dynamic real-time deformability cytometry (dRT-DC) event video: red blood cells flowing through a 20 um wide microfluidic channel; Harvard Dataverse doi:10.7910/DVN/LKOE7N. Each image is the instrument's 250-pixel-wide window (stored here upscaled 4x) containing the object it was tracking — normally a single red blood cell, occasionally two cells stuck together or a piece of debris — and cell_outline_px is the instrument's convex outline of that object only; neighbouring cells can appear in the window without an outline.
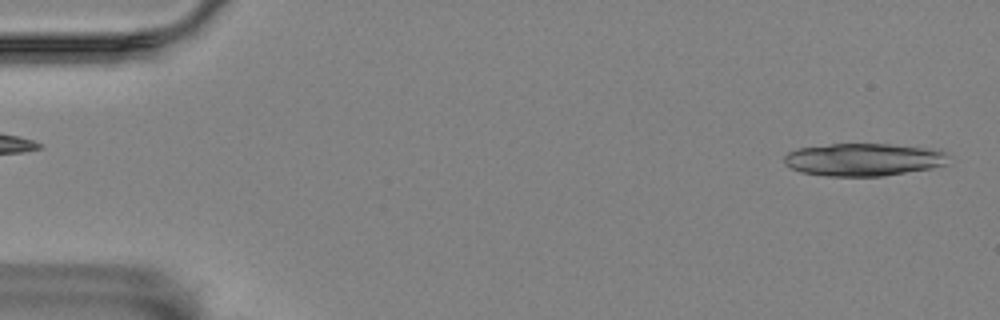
{"species": "Egyptian fruit bat (a non-hibernating species)", "species_latin": "Rousettus aegyptiacus", "temperature_condition": "room temperature", "stored_images_in_passage": 4, "segment_of_instrument_passage": [2, 2], "camera_frame_rate_fps": 3000, "um_per_image_px": 0.085, "animal": {"sex": "female"}, "frame": {"image": 1, "passage_image": 4, "time_ms": 3.667, "image_size_px": [1000, 320], "cell_outline_px": [[944, 164], [932, 168], [884, 176], [828, 176], [800, 172], [784, 164], [784, 156], [788, 152], [796, 148], [832, 144], [888, 144], [940, 148], [944, 152]], "centroid_in_image_um": [73.37, 13.56], "position_along_channel_um": 11.6, "area_um2": 31.33}}